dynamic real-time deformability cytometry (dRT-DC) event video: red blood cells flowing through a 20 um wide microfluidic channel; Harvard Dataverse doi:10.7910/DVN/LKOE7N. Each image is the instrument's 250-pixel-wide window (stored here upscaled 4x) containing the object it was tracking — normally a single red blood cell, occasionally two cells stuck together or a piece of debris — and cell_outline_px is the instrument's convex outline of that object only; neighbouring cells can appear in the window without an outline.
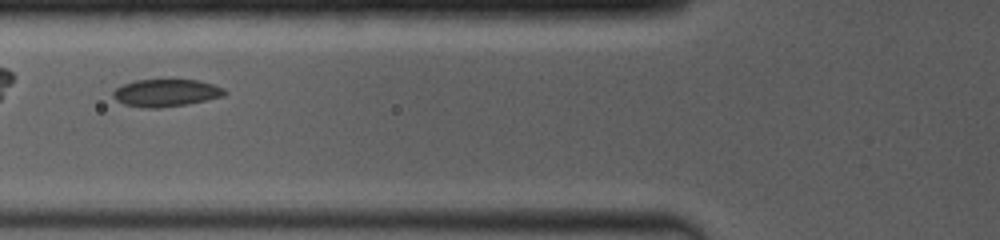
{"species": "common noctule bat (a hibernating species)", "species_latin": "Nyctalus noctula", "temperature_condition": "room temperature", "stored_images_in_passage": 14, "camera_frame_rate_fps": 4000, "um_per_image_px": 0.085, "animal": {"sex": "female", "body_mass_g": 19.0, "forearm_length_mm": 53.3}, "frame": {"image": 1, "passage_image": 3, "time_ms": 1.25, "image_size_px": [1000, 240], "cell_outline_px": [[228, 92], [224, 96], [188, 104], [160, 108], [140, 108], [124, 104], [116, 100], [112, 96], [112, 92], [116, 88], [124, 84], [136, 80], [196, 80], [212, 84], [224, 88]], "centroid_in_image_um": [14.1, 7.91], "position_along_channel_um": 111.7, "area_um2": 17.86}}
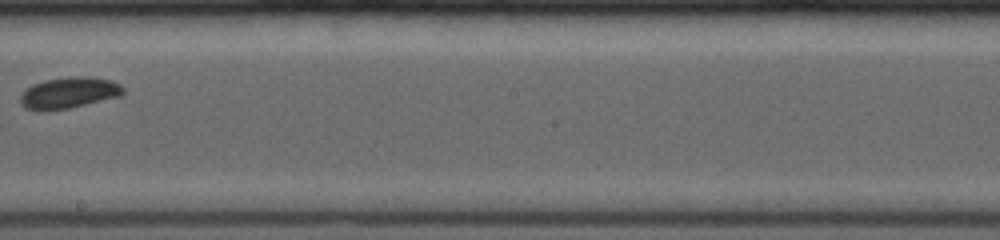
{"frame": {"image": 2, "passage_image": 8, "time_ms": 4.5, "image_size_px": [1000, 240], "cell_outline_px": [[124, 92], [120, 96], [68, 108], [44, 112], [40, 112], [24, 108], [20, 104], [20, 96], [28, 88], [44, 80], [80, 76], [92, 76], [112, 80], [120, 84], [124, 88]], "centroid_in_image_um": [5.86, 7.9], "position_along_channel_um": 242.3, "area_um2": 18.73}}
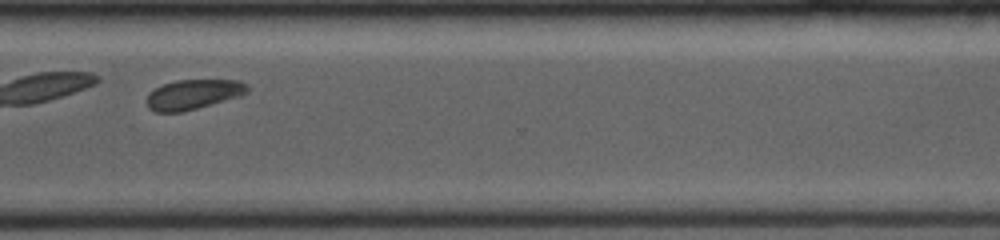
{"frame": {"image": 3, "passage_image": 12, "time_ms": 7.25, "image_size_px": [1000, 240], "cell_outline_px": [[248, 92], [240, 96], [184, 112], [156, 112], [148, 108], [148, 96], [156, 88], [164, 84], [176, 80], [236, 80], [248, 84]], "centroid_in_image_um": [16.46, 8.03], "position_along_channel_um": 354.1, "area_um2": 17.34}, "authors_computed_cell_mechanics": {"area_um2": 17.918, "velocity_mm_per_s": 4.0478, "shape_relaxation_time_tau1_ms": 2.0492, "shape_relaxation_time_tau2_ms": null, "deformation_change_tau1": 0.0803, "deformation_change_tau2": null}}